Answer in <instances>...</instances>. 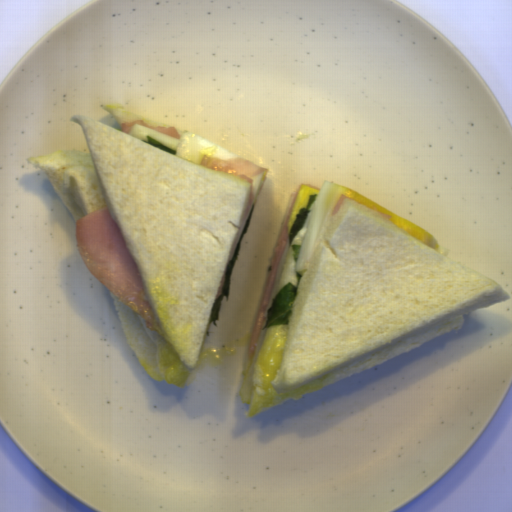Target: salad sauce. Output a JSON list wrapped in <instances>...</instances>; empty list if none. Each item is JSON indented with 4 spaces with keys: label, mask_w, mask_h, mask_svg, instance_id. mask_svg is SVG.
Listing matches in <instances>:
<instances>
[{
    "label": "salad sauce",
    "mask_w": 512,
    "mask_h": 512,
    "mask_svg": "<svg viewBox=\"0 0 512 512\" xmlns=\"http://www.w3.org/2000/svg\"><path fill=\"white\" fill-rule=\"evenodd\" d=\"M312 205H313V203L311 204V206L309 208L310 212L307 215L305 224L302 226V228L299 230V232L296 234V236L290 242L285 267L281 273L280 280L278 283V292L280 291V289L282 287H284L288 283H291L293 286H296L298 284L299 272H296V265H297L298 260L295 261V259H294L293 245H301V247H302L304 238L307 233L308 222H309Z\"/></svg>",
    "instance_id": "obj_1"
}]
</instances>
